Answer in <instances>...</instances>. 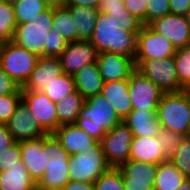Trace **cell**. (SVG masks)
I'll return each instance as SVG.
<instances>
[{
  "mask_svg": "<svg viewBox=\"0 0 190 190\" xmlns=\"http://www.w3.org/2000/svg\"><path fill=\"white\" fill-rule=\"evenodd\" d=\"M88 41L98 53L111 52L135 58L137 34L125 31L118 21L108 18L105 13L99 12L94 32Z\"/></svg>",
  "mask_w": 190,
  "mask_h": 190,
  "instance_id": "1",
  "label": "cell"
},
{
  "mask_svg": "<svg viewBox=\"0 0 190 190\" xmlns=\"http://www.w3.org/2000/svg\"><path fill=\"white\" fill-rule=\"evenodd\" d=\"M45 172L36 189L61 190L70 180L68 152L54 134L42 136Z\"/></svg>",
  "mask_w": 190,
  "mask_h": 190,
  "instance_id": "2",
  "label": "cell"
},
{
  "mask_svg": "<svg viewBox=\"0 0 190 190\" xmlns=\"http://www.w3.org/2000/svg\"><path fill=\"white\" fill-rule=\"evenodd\" d=\"M121 122L112 105L100 93L85 99L75 125L100 142L106 132Z\"/></svg>",
  "mask_w": 190,
  "mask_h": 190,
  "instance_id": "3",
  "label": "cell"
},
{
  "mask_svg": "<svg viewBox=\"0 0 190 190\" xmlns=\"http://www.w3.org/2000/svg\"><path fill=\"white\" fill-rule=\"evenodd\" d=\"M162 128L190 136V92L164 93L157 107Z\"/></svg>",
  "mask_w": 190,
  "mask_h": 190,
  "instance_id": "4",
  "label": "cell"
},
{
  "mask_svg": "<svg viewBox=\"0 0 190 190\" xmlns=\"http://www.w3.org/2000/svg\"><path fill=\"white\" fill-rule=\"evenodd\" d=\"M52 21L53 5H50L31 22L17 25L12 42L38 57H45V45L52 29Z\"/></svg>",
  "mask_w": 190,
  "mask_h": 190,
  "instance_id": "5",
  "label": "cell"
},
{
  "mask_svg": "<svg viewBox=\"0 0 190 190\" xmlns=\"http://www.w3.org/2000/svg\"><path fill=\"white\" fill-rule=\"evenodd\" d=\"M38 58L12 41L0 43V66L19 87H23L30 78Z\"/></svg>",
  "mask_w": 190,
  "mask_h": 190,
  "instance_id": "6",
  "label": "cell"
},
{
  "mask_svg": "<svg viewBox=\"0 0 190 190\" xmlns=\"http://www.w3.org/2000/svg\"><path fill=\"white\" fill-rule=\"evenodd\" d=\"M111 166L108 164L99 141L87 152L69 157L70 180L94 183Z\"/></svg>",
  "mask_w": 190,
  "mask_h": 190,
  "instance_id": "7",
  "label": "cell"
},
{
  "mask_svg": "<svg viewBox=\"0 0 190 190\" xmlns=\"http://www.w3.org/2000/svg\"><path fill=\"white\" fill-rule=\"evenodd\" d=\"M136 70L151 80L164 93L186 90L179 82L173 57L165 59L134 60Z\"/></svg>",
  "mask_w": 190,
  "mask_h": 190,
  "instance_id": "8",
  "label": "cell"
},
{
  "mask_svg": "<svg viewBox=\"0 0 190 190\" xmlns=\"http://www.w3.org/2000/svg\"><path fill=\"white\" fill-rule=\"evenodd\" d=\"M133 135L129 127L121 122L101 139L102 151L111 167H118L129 160Z\"/></svg>",
  "mask_w": 190,
  "mask_h": 190,
  "instance_id": "9",
  "label": "cell"
},
{
  "mask_svg": "<svg viewBox=\"0 0 190 190\" xmlns=\"http://www.w3.org/2000/svg\"><path fill=\"white\" fill-rule=\"evenodd\" d=\"M21 92L22 101L33 114V118L47 134H53L58 129L56 103L42 91L21 90Z\"/></svg>",
  "mask_w": 190,
  "mask_h": 190,
  "instance_id": "10",
  "label": "cell"
},
{
  "mask_svg": "<svg viewBox=\"0 0 190 190\" xmlns=\"http://www.w3.org/2000/svg\"><path fill=\"white\" fill-rule=\"evenodd\" d=\"M175 52L173 44L148 25H143L137 34L134 60L165 59L173 57Z\"/></svg>",
  "mask_w": 190,
  "mask_h": 190,
  "instance_id": "11",
  "label": "cell"
},
{
  "mask_svg": "<svg viewBox=\"0 0 190 190\" xmlns=\"http://www.w3.org/2000/svg\"><path fill=\"white\" fill-rule=\"evenodd\" d=\"M133 109L157 111L164 92L136 69L128 80Z\"/></svg>",
  "mask_w": 190,
  "mask_h": 190,
  "instance_id": "12",
  "label": "cell"
},
{
  "mask_svg": "<svg viewBox=\"0 0 190 190\" xmlns=\"http://www.w3.org/2000/svg\"><path fill=\"white\" fill-rule=\"evenodd\" d=\"M98 54L97 49L88 40L68 42L59 56L63 73L75 75L84 66L96 62Z\"/></svg>",
  "mask_w": 190,
  "mask_h": 190,
  "instance_id": "13",
  "label": "cell"
},
{
  "mask_svg": "<svg viewBox=\"0 0 190 190\" xmlns=\"http://www.w3.org/2000/svg\"><path fill=\"white\" fill-rule=\"evenodd\" d=\"M148 26L168 39L175 49L190 45V28L185 16L170 13L150 22Z\"/></svg>",
  "mask_w": 190,
  "mask_h": 190,
  "instance_id": "14",
  "label": "cell"
},
{
  "mask_svg": "<svg viewBox=\"0 0 190 190\" xmlns=\"http://www.w3.org/2000/svg\"><path fill=\"white\" fill-rule=\"evenodd\" d=\"M6 125L16 142L37 139L47 135L23 101L19 103Z\"/></svg>",
  "mask_w": 190,
  "mask_h": 190,
  "instance_id": "15",
  "label": "cell"
},
{
  "mask_svg": "<svg viewBox=\"0 0 190 190\" xmlns=\"http://www.w3.org/2000/svg\"><path fill=\"white\" fill-rule=\"evenodd\" d=\"M96 62L104 82L129 80L136 69L132 57L111 52L99 53Z\"/></svg>",
  "mask_w": 190,
  "mask_h": 190,
  "instance_id": "16",
  "label": "cell"
},
{
  "mask_svg": "<svg viewBox=\"0 0 190 190\" xmlns=\"http://www.w3.org/2000/svg\"><path fill=\"white\" fill-rule=\"evenodd\" d=\"M63 74L59 57H39L30 78L21 90L42 91Z\"/></svg>",
  "mask_w": 190,
  "mask_h": 190,
  "instance_id": "17",
  "label": "cell"
},
{
  "mask_svg": "<svg viewBox=\"0 0 190 190\" xmlns=\"http://www.w3.org/2000/svg\"><path fill=\"white\" fill-rule=\"evenodd\" d=\"M69 155L91 150L97 140L75 124L62 125L54 133Z\"/></svg>",
  "mask_w": 190,
  "mask_h": 190,
  "instance_id": "18",
  "label": "cell"
},
{
  "mask_svg": "<svg viewBox=\"0 0 190 190\" xmlns=\"http://www.w3.org/2000/svg\"><path fill=\"white\" fill-rule=\"evenodd\" d=\"M101 94L122 121L133 110L128 80L104 82Z\"/></svg>",
  "mask_w": 190,
  "mask_h": 190,
  "instance_id": "19",
  "label": "cell"
},
{
  "mask_svg": "<svg viewBox=\"0 0 190 190\" xmlns=\"http://www.w3.org/2000/svg\"><path fill=\"white\" fill-rule=\"evenodd\" d=\"M129 159L140 161L142 163L160 164L169 160L158 143L156 136L139 137L133 136L131 141Z\"/></svg>",
  "mask_w": 190,
  "mask_h": 190,
  "instance_id": "20",
  "label": "cell"
},
{
  "mask_svg": "<svg viewBox=\"0 0 190 190\" xmlns=\"http://www.w3.org/2000/svg\"><path fill=\"white\" fill-rule=\"evenodd\" d=\"M122 122L129 127L133 136L153 137L161 129L156 111L133 109Z\"/></svg>",
  "mask_w": 190,
  "mask_h": 190,
  "instance_id": "21",
  "label": "cell"
},
{
  "mask_svg": "<svg viewBox=\"0 0 190 190\" xmlns=\"http://www.w3.org/2000/svg\"><path fill=\"white\" fill-rule=\"evenodd\" d=\"M21 159L28 173L37 184L45 172L42 154V137L20 142Z\"/></svg>",
  "mask_w": 190,
  "mask_h": 190,
  "instance_id": "22",
  "label": "cell"
},
{
  "mask_svg": "<svg viewBox=\"0 0 190 190\" xmlns=\"http://www.w3.org/2000/svg\"><path fill=\"white\" fill-rule=\"evenodd\" d=\"M73 76L76 90L84 99L102 92L104 81L97 62L84 66Z\"/></svg>",
  "mask_w": 190,
  "mask_h": 190,
  "instance_id": "23",
  "label": "cell"
},
{
  "mask_svg": "<svg viewBox=\"0 0 190 190\" xmlns=\"http://www.w3.org/2000/svg\"><path fill=\"white\" fill-rule=\"evenodd\" d=\"M157 168L158 164L142 163L133 159L118 166L123 182L148 183V186H154Z\"/></svg>",
  "mask_w": 190,
  "mask_h": 190,
  "instance_id": "24",
  "label": "cell"
},
{
  "mask_svg": "<svg viewBox=\"0 0 190 190\" xmlns=\"http://www.w3.org/2000/svg\"><path fill=\"white\" fill-rule=\"evenodd\" d=\"M37 184L31 178L25 165L13 166L0 172V190H36Z\"/></svg>",
  "mask_w": 190,
  "mask_h": 190,
  "instance_id": "25",
  "label": "cell"
},
{
  "mask_svg": "<svg viewBox=\"0 0 190 190\" xmlns=\"http://www.w3.org/2000/svg\"><path fill=\"white\" fill-rule=\"evenodd\" d=\"M75 21L77 41L89 40L94 32L95 23L99 14L98 9L81 6H68Z\"/></svg>",
  "mask_w": 190,
  "mask_h": 190,
  "instance_id": "26",
  "label": "cell"
},
{
  "mask_svg": "<svg viewBox=\"0 0 190 190\" xmlns=\"http://www.w3.org/2000/svg\"><path fill=\"white\" fill-rule=\"evenodd\" d=\"M84 101L85 99L76 90L56 103L58 128L62 125L75 124Z\"/></svg>",
  "mask_w": 190,
  "mask_h": 190,
  "instance_id": "27",
  "label": "cell"
},
{
  "mask_svg": "<svg viewBox=\"0 0 190 190\" xmlns=\"http://www.w3.org/2000/svg\"><path fill=\"white\" fill-rule=\"evenodd\" d=\"M187 178L169 161L158 164L154 190H178Z\"/></svg>",
  "mask_w": 190,
  "mask_h": 190,
  "instance_id": "28",
  "label": "cell"
},
{
  "mask_svg": "<svg viewBox=\"0 0 190 190\" xmlns=\"http://www.w3.org/2000/svg\"><path fill=\"white\" fill-rule=\"evenodd\" d=\"M52 30L61 34L68 42L77 41V30L70 9L64 4L53 5Z\"/></svg>",
  "mask_w": 190,
  "mask_h": 190,
  "instance_id": "29",
  "label": "cell"
},
{
  "mask_svg": "<svg viewBox=\"0 0 190 190\" xmlns=\"http://www.w3.org/2000/svg\"><path fill=\"white\" fill-rule=\"evenodd\" d=\"M49 6L46 0H21L15 3L13 7L17 25L31 22Z\"/></svg>",
  "mask_w": 190,
  "mask_h": 190,
  "instance_id": "30",
  "label": "cell"
},
{
  "mask_svg": "<svg viewBox=\"0 0 190 190\" xmlns=\"http://www.w3.org/2000/svg\"><path fill=\"white\" fill-rule=\"evenodd\" d=\"M75 91L76 85L74 76L66 73L61 74L42 90V92L54 103H58L65 96Z\"/></svg>",
  "mask_w": 190,
  "mask_h": 190,
  "instance_id": "31",
  "label": "cell"
},
{
  "mask_svg": "<svg viewBox=\"0 0 190 190\" xmlns=\"http://www.w3.org/2000/svg\"><path fill=\"white\" fill-rule=\"evenodd\" d=\"M16 26L13 5L0 0V43L12 41Z\"/></svg>",
  "mask_w": 190,
  "mask_h": 190,
  "instance_id": "32",
  "label": "cell"
},
{
  "mask_svg": "<svg viewBox=\"0 0 190 190\" xmlns=\"http://www.w3.org/2000/svg\"><path fill=\"white\" fill-rule=\"evenodd\" d=\"M173 58L178 80L188 90L190 88V45L176 49Z\"/></svg>",
  "mask_w": 190,
  "mask_h": 190,
  "instance_id": "33",
  "label": "cell"
},
{
  "mask_svg": "<svg viewBox=\"0 0 190 190\" xmlns=\"http://www.w3.org/2000/svg\"><path fill=\"white\" fill-rule=\"evenodd\" d=\"M169 161L190 179V136H186L181 145L169 157Z\"/></svg>",
  "mask_w": 190,
  "mask_h": 190,
  "instance_id": "34",
  "label": "cell"
},
{
  "mask_svg": "<svg viewBox=\"0 0 190 190\" xmlns=\"http://www.w3.org/2000/svg\"><path fill=\"white\" fill-rule=\"evenodd\" d=\"M95 190H125L122 173L118 167H110L95 182Z\"/></svg>",
  "mask_w": 190,
  "mask_h": 190,
  "instance_id": "35",
  "label": "cell"
},
{
  "mask_svg": "<svg viewBox=\"0 0 190 190\" xmlns=\"http://www.w3.org/2000/svg\"><path fill=\"white\" fill-rule=\"evenodd\" d=\"M108 18H113L119 22L122 29L133 34H138L143 23L134 17L127 9H116L105 13Z\"/></svg>",
  "mask_w": 190,
  "mask_h": 190,
  "instance_id": "36",
  "label": "cell"
},
{
  "mask_svg": "<svg viewBox=\"0 0 190 190\" xmlns=\"http://www.w3.org/2000/svg\"><path fill=\"white\" fill-rule=\"evenodd\" d=\"M156 137L164 153L170 157V155L179 148L186 135L169 131L161 127Z\"/></svg>",
  "mask_w": 190,
  "mask_h": 190,
  "instance_id": "37",
  "label": "cell"
},
{
  "mask_svg": "<svg viewBox=\"0 0 190 190\" xmlns=\"http://www.w3.org/2000/svg\"><path fill=\"white\" fill-rule=\"evenodd\" d=\"M22 101V94L0 96V124H6Z\"/></svg>",
  "mask_w": 190,
  "mask_h": 190,
  "instance_id": "38",
  "label": "cell"
},
{
  "mask_svg": "<svg viewBox=\"0 0 190 190\" xmlns=\"http://www.w3.org/2000/svg\"><path fill=\"white\" fill-rule=\"evenodd\" d=\"M16 165H25L21 159L20 142L0 154V172L10 170Z\"/></svg>",
  "mask_w": 190,
  "mask_h": 190,
  "instance_id": "39",
  "label": "cell"
},
{
  "mask_svg": "<svg viewBox=\"0 0 190 190\" xmlns=\"http://www.w3.org/2000/svg\"><path fill=\"white\" fill-rule=\"evenodd\" d=\"M67 44L68 41L61 34L51 29L45 45V57H59Z\"/></svg>",
  "mask_w": 190,
  "mask_h": 190,
  "instance_id": "40",
  "label": "cell"
},
{
  "mask_svg": "<svg viewBox=\"0 0 190 190\" xmlns=\"http://www.w3.org/2000/svg\"><path fill=\"white\" fill-rule=\"evenodd\" d=\"M147 25L165 15L170 14L169 0H147Z\"/></svg>",
  "mask_w": 190,
  "mask_h": 190,
  "instance_id": "41",
  "label": "cell"
},
{
  "mask_svg": "<svg viewBox=\"0 0 190 190\" xmlns=\"http://www.w3.org/2000/svg\"><path fill=\"white\" fill-rule=\"evenodd\" d=\"M126 9L143 25H147V0H124Z\"/></svg>",
  "mask_w": 190,
  "mask_h": 190,
  "instance_id": "42",
  "label": "cell"
},
{
  "mask_svg": "<svg viewBox=\"0 0 190 190\" xmlns=\"http://www.w3.org/2000/svg\"><path fill=\"white\" fill-rule=\"evenodd\" d=\"M7 94H22L21 87L0 66V96Z\"/></svg>",
  "mask_w": 190,
  "mask_h": 190,
  "instance_id": "43",
  "label": "cell"
},
{
  "mask_svg": "<svg viewBox=\"0 0 190 190\" xmlns=\"http://www.w3.org/2000/svg\"><path fill=\"white\" fill-rule=\"evenodd\" d=\"M16 143L6 124H0V154Z\"/></svg>",
  "mask_w": 190,
  "mask_h": 190,
  "instance_id": "44",
  "label": "cell"
},
{
  "mask_svg": "<svg viewBox=\"0 0 190 190\" xmlns=\"http://www.w3.org/2000/svg\"><path fill=\"white\" fill-rule=\"evenodd\" d=\"M170 13L185 16L190 10V0H169Z\"/></svg>",
  "mask_w": 190,
  "mask_h": 190,
  "instance_id": "45",
  "label": "cell"
},
{
  "mask_svg": "<svg viewBox=\"0 0 190 190\" xmlns=\"http://www.w3.org/2000/svg\"><path fill=\"white\" fill-rule=\"evenodd\" d=\"M124 0H100L98 11L106 13L116 9H126Z\"/></svg>",
  "mask_w": 190,
  "mask_h": 190,
  "instance_id": "46",
  "label": "cell"
},
{
  "mask_svg": "<svg viewBox=\"0 0 190 190\" xmlns=\"http://www.w3.org/2000/svg\"><path fill=\"white\" fill-rule=\"evenodd\" d=\"M61 190H95L94 183L69 180Z\"/></svg>",
  "mask_w": 190,
  "mask_h": 190,
  "instance_id": "47",
  "label": "cell"
},
{
  "mask_svg": "<svg viewBox=\"0 0 190 190\" xmlns=\"http://www.w3.org/2000/svg\"><path fill=\"white\" fill-rule=\"evenodd\" d=\"M99 0H65V6H81V7H91L98 9Z\"/></svg>",
  "mask_w": 190,
  "mask_h": 190,
  "instance_id": "48",
  "label": "cell"
},
{
  "mask_svg": "<svg viewBox=\"0 0 190 190\" xmlns=\"http://www.w3.org/2000/svg\"><path fill=\"white\" fill-rule=\"evenodd\" d=\"M125 190H154V186H148V183L123 182Z\"/></svg>",
  "mask_w": 190,
  "mask_h": 190,
  "instance_id": "49",
  "label": "cell"
},
{
  "mask_svg": "<svg viewBox=\"0 0 190 190\" xmlns=\"http://www.w3.org/2000/svg\"><path fill=\"white\" fill-rule=\"evenodd\" d=\"M178 190H190V179H187L184 183H182Z\"/></svg>",
  "mask_w": 190,
  "mask_h": 190,
  "instance_id": "50",
  "label": "cell"
},
{
  "mask_svg": "<svg viewBox=\"0 0 190 190\" xmlns=\"http://www.w3.org/2000/svg\"><path fill=\"white\" fill-rule=\"evenodd\" d=\"M50 5H61L64 4L65 0H46Z\"/></svg>",
  "mask_w": 190,
  "mask_h": 190,
  "instance_id": "51",
  "label": "cell"
},
{
  "mask_svg": "<svg viewBox=\"0 0 190 190\" xmlns=\"http://www.w3.org/2000/svg\"><path fill=\"white\" fill-rule=\"evenodd\" d=\"M185 18H186L187 23H188L189 28H190V10L186 13Z\"/></svg>",
  "mask_w": 190,
  "mask_h": 190,
  "instance_id": "52",
  "label": "cell"
},
{
  "mask_svg": "<svg viewBox=\"0 0 190 190\" xmlns=\"http://www.w3.org/2000/svg\"><path fill=\"white\" fill-rule=\"evenodd\" d=\"M3 1H5V2L11 4V5H14L15 3H17V2H19L21 0H3Z\"/></svg>",
  "mask_w": 190,
  "mask_h": 190,
  "instance_id": "53",
  "label": "cell"
}]
</instances>
